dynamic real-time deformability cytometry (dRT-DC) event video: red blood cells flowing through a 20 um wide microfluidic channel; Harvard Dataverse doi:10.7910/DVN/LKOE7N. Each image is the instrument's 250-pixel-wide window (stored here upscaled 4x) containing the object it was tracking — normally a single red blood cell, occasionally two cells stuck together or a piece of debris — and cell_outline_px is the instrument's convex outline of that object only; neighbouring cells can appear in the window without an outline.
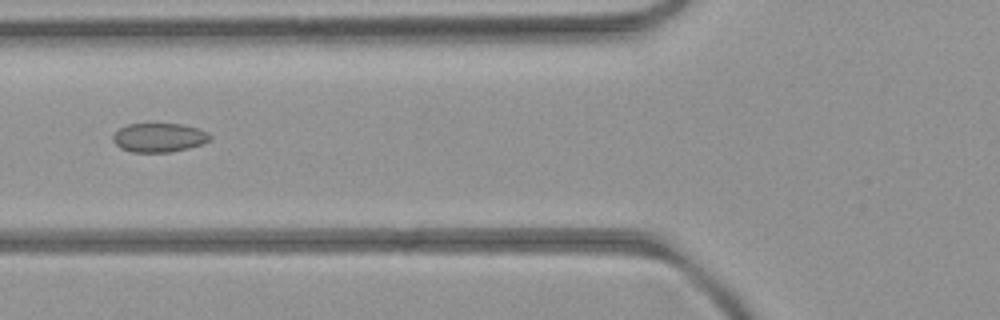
{"species": "common noctule bat (a hibernating species)", "species_latin": "Nyctalus noctula", "temperature_condition": "room temperature", "stored_images_in_passage": 5, "camera_frame_rate_fps": 3000, "um_per_image_px": 0.085, "animal": {"sex": "female", "body_mass_g": 21.9}, "frame": {"image": 1, "passage_image": 5, "time_ms": 5.333, "image_size_px": [1000, 320], "cell_outline_px": [[212, 136], [208, 140], [200, 144], [188, 148], [168, 152], [132, 152], [120, 148], [112, 140], [112, 136], [120, 128], [128, 124], [180, 124], [196, 128], [208, 132]], "centroid_in_image_um": [13.49, 11.69], "position_along_channel_um": 112.3, "area_um2": 16.18}}